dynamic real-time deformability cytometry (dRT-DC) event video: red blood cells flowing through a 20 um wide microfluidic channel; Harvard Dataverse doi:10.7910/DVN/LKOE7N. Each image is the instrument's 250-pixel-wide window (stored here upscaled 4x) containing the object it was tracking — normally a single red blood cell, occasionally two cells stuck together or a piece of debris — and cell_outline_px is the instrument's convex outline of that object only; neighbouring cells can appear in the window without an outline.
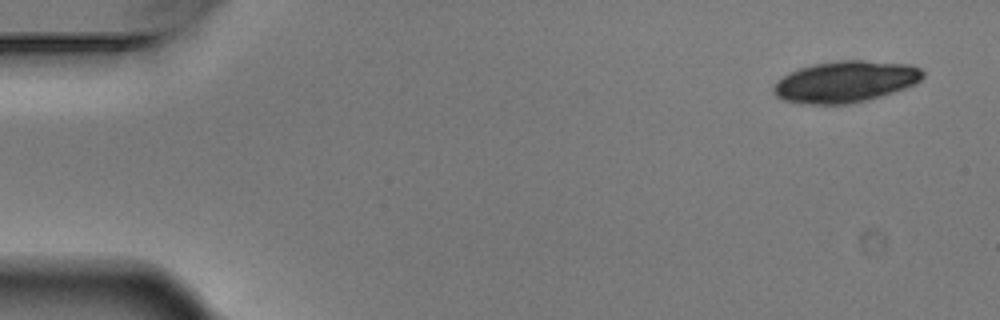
{"species": "Egyptian fruit bat (a non-hibernating species)", "species_latin": "Rousettus aegyptiacus", "temperature_condition": "warm", "stored_images_in_passage": 7, "camera_frame_rate_fps": 3000, "um_per_image_px": 0.085, "animal": {"sex": "male"}, "frame": {"image": 1, "passage_image": 1, "time_ms": 0.0, "image_size_px": [1000, 320], "cell_outline_px": [[924, 76], [916, 84], [868, 100], [848, 104], [804, 104], [780, 100], [772, 92], [772, 88], [776, 80], [800, 68], [816, 64], [844, 60], [860, 60], [908, 64], [920, 68], [924, 72]], "centroid_in_image_um": [71.84, 6.96], "position_along_channel_um": 13.2, "area_um2": 35.95}}